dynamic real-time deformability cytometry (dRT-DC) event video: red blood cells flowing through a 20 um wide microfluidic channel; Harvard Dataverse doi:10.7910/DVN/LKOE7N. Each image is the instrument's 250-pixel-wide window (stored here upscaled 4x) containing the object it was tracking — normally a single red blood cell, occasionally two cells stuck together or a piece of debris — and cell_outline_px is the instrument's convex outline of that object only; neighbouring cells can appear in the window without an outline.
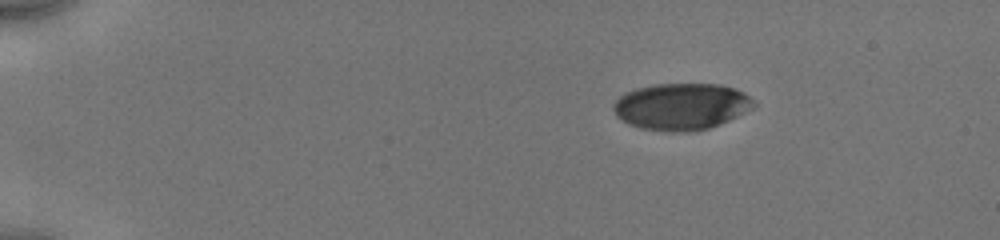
{"species": "human", "species_latin": "Homo sapiens", "temperature_condition": "cold", "stored_images_in_passage": 45, "camera_frame_rate_fps": 3000, "um_per_image_px": 0.085, "donor": {"sex": "male"}, "frame": {"image": 1, "passage_image": 1, "time_ms": 0.0, "image_size_px": [1000, 240], "cell_outline_px": [[756, 104], [752, 108], [720, 124], [708, 128], [688, 132], [668, 132], [644, 128], [628, 124], [616, 116], [612, 108], [612, 104], [624, 92], [636, 88], [656, 84], [720, 84], [744, 92]], "centroid_in_image_um": [57.87, 9.05], "position_along_channel_um": 27.1, "area_um2": 38.09}}
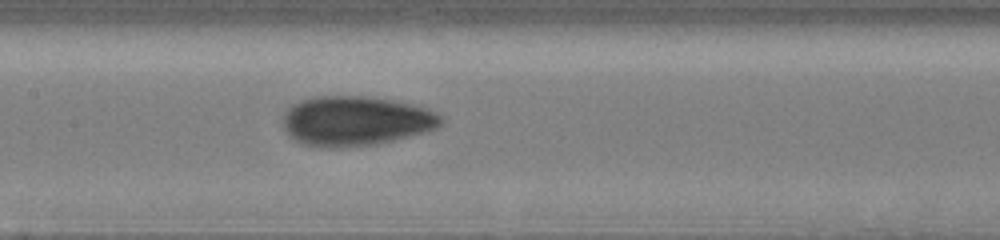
{"frame": {"image": 2, "passage_image": 20, "time_ms": 6.333, "image_size_px": [1000, 240], "cell_outline_px": [[444, 120], [436, 128], [428, 132], [376, 144], [340, 148], [332, 148], [304, 144], [288, 136], [284, 128], [284, 112], [292, 104], [300, 100], [312, 96], [368, 96], [400, 100], [428, 108], [444, 116]], "centroid_in_image_um": [30.28, 10.26], "position_along_channel_um": 177.1, "area_um2": 46.47}}
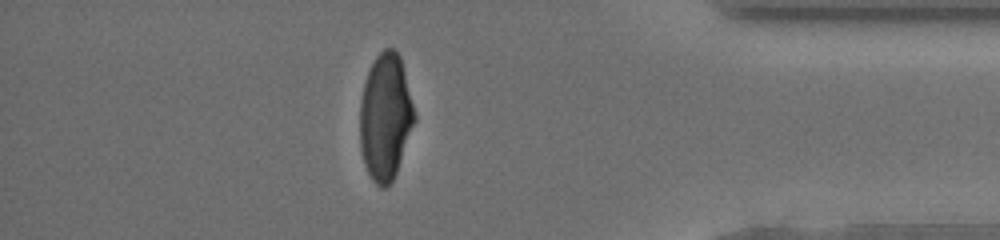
{"frame": {"image": 3, "passage_image": 39, "time_ms": 12.667, "image_size_px": [1000, 240], "cell_outline_px": [[416, 120], [396, 172], [392, 180], [384, 188], [380, 188], [372, 180], [364, 164], [360, 148], [360, 100], [364, 84], [368, 72], [376, 56], [384, 48], [396, 48], [400, 56], [416, 116]], "centroid_in_image_um": [32.75, 9.93], "position_along_channel_um": 402.4, "area_um2": 40.11}, "authors_computed_cell_mechanics": {"area_um2": 41.7316, "velocity_mm_per_s": 3.9728, "shape_relaxation_time_tau1_ms": 3.6617, "shape_relaxation_time_tau2_ms": 1.1078, "deformation_change_tau1": 0.1752, "deformation_change_tau2": 0.0601}}